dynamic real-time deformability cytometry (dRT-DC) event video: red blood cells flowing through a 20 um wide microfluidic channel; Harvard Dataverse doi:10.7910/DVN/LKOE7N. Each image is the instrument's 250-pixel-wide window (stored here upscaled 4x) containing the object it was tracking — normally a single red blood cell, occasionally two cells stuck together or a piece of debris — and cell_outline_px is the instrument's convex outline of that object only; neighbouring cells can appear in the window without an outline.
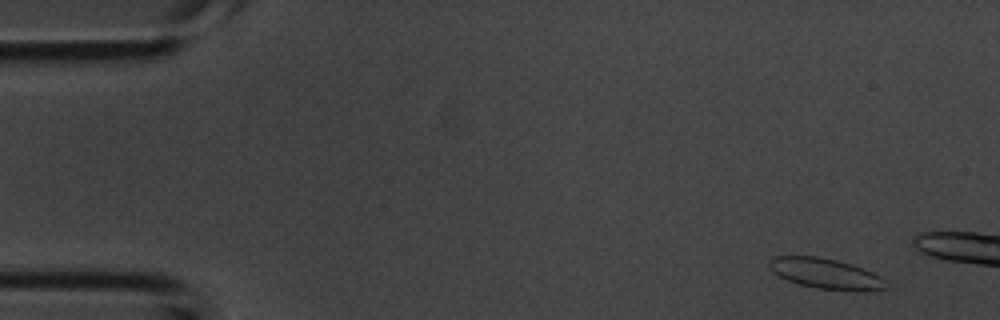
{"species": "common noctule bat (a hibernating species)", "species_latin": "Nyctalus noctula", "temperature_condition": "room temperature", "stored_images_in_passage": 4, "camera_frame_rate_fps": 3000, "um_per_image_px": 0.085, "animal": {"sex": "male", "body_mass_g": 20.1, "forearm_length_mm": 53.5}, "frame": {"image": 1, "passage_image": 1, "time_ms": 0.0, "image_size_px": [1000, 320], "cell_outline_px": [[884, 288], [816, 288], [800, 284], [788, 280], [772, 272], [768, 268], [768, 260], [772, 256], [820, 256], [836, 260], [872, 272], [880, 276], [884, 280]], "centroid_in_image_um": [69.99, 23.18], "position_along_channel_um": 15.0, "area_um2": 19.59}}